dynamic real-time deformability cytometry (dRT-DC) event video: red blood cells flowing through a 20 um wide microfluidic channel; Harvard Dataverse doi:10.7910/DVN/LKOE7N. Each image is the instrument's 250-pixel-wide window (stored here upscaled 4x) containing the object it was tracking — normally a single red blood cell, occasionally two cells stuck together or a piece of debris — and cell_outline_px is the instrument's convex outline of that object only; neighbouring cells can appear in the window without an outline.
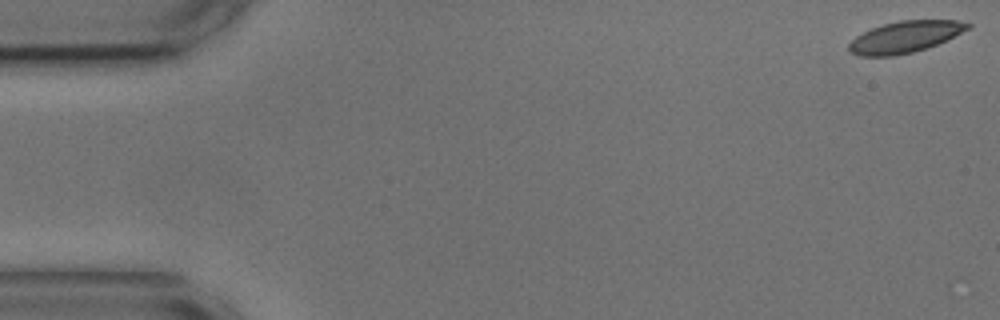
{"species": "common noctule bat (a hibernating species)", "species_latin": "Nyctalus noctula", "temperature_condition": "cold", "stored_images_in_passage": 56, "camera_frame_rate_fps": 3000, "um_per_image_px": 0.085, "animal": {"sex": "male", "body_mass_g": 17.9, "forearm_length_mm": 54.2}, "frame": {"image": 1, "passage_image": 1, "time_ms": 0.0, "image_size_px": [1000, 320], "cell_outline_px": [[972, 28], [936, 44], [912, 52], [892, 56], [860, 56], [848, 52], [848, 44], [856, 36], [872, 28], [884, 24], [900, 20], [956, 20], [972, 24]], "centroid_in_image_um": [76.91, 3.13], "position_along_channel_um": 8.1, "area_um2": 21.68}}
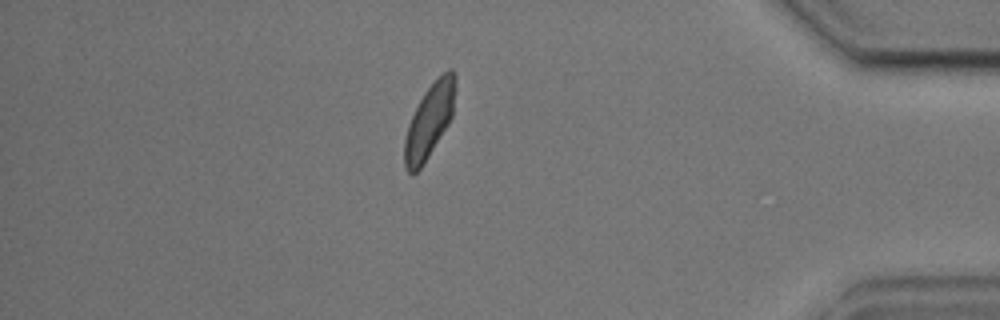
{"frame": {"image": 2, "passage_image": 48, "time_ms": 15.667, "image_size_px": [1000, 320], "cell_outline_px": [[456, 88], [452, 116], [448, 124], [424, 164], [412, 176], [404, 168], [404, 140], [408, 124], [424, 92], [448, 68], [452, 68], [456, 76]], "centroid_in_image_um": [36.5, 10.29], "position_along_channel_um": 398.7, "area_um2": 21.85}}
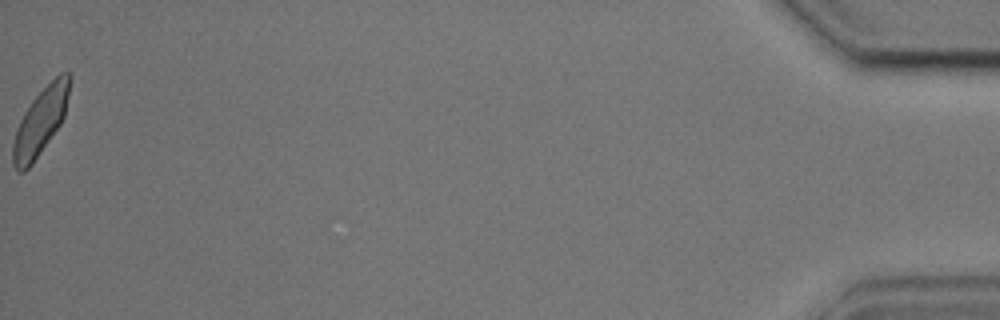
{"frame": {"image": 3, "passage_image": 56, "time_ms": 18.333, "image_size_px": [1000, 320], "cell_outline_px": [[72, 80], [64, 116], [60, 124], [32, 164], [24, 172], [16, 172], [12, 164], [12, 144], [16, 128], [24, 112], [32, 100], [60, 72], [72, 72]], "centroid_in_image_um": [3.44, 10.33], "position_along_channel_um": 431.8, "area_um2": 22.14}, "authors_computed_cell_mechanics": {"area_um2": 22.5131, "velocity_mm_per_s": 3.568, "shape_relaxation_time_tau1_ms": 3.3657, "shape_relaxation_time_tau2_ms": 1.5856, "deformation_change_tau1": 0.1139, "deformation_change_tau2": 0.0585}}